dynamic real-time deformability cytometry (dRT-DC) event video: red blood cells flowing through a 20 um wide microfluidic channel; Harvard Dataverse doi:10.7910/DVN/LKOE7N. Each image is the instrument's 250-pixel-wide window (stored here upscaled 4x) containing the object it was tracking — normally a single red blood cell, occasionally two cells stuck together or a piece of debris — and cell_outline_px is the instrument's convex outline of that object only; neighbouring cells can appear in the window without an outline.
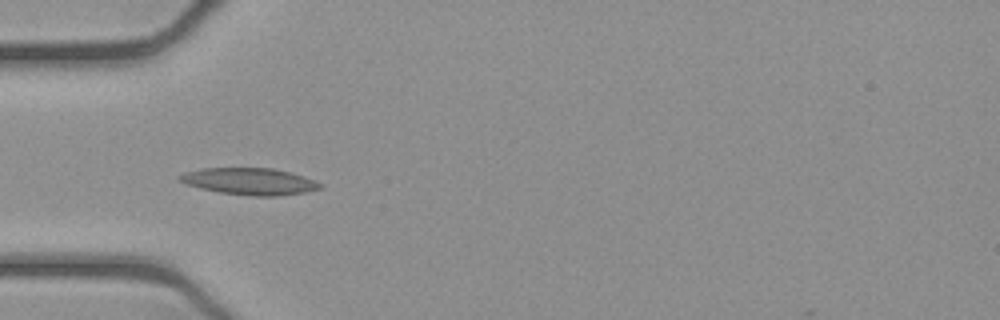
{"species": "common noctule bat (a hibernating species)", "species_latin": "Nyctalus noctula", "temperature_condition": "cold", "stored_images_in_passage": 38, "camera_frame_rate_fps": 3000, "um_per_image_px": 0.085, "animal": {"sex": "female", "body_mass_g": 21.9}, "frame": {"image": 1, "passage_image": 1, "time_ms": 0.0, "image_size_px": [1000, 320], "cell_outline_px": [[324, 184], [320, 188], [304, 192], [280, 196], [252, 196], [220, 192], [200, 188], [184, 184], [176, 180], [176, 176], [184, 172], [200, 168], [272, 168], [304, 176]], "centroid_in_image_um": [21.15, 15.41], "position_along_channel_um": 63.8, "area_um2": 22.08}}
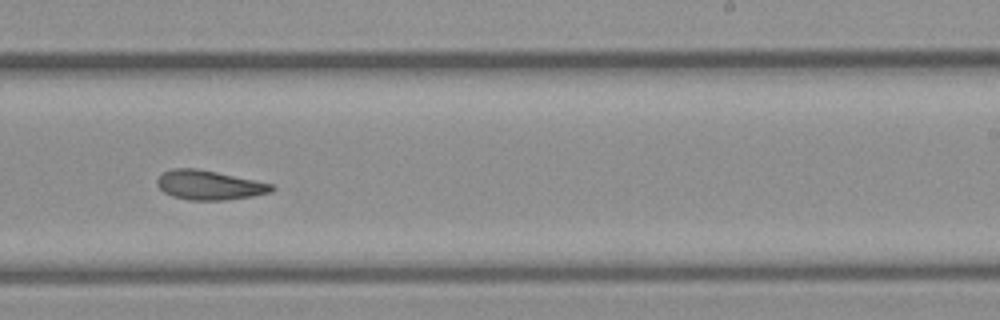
{"frame": {"image": 2, "passage_image": 17, "time_ms": 5.333, "image_size_px": [1000, 320], "cell_outline_px": [[276, 188], [272, 192], [252, 196], [224, 200], [188, 200], [172, 196], [164, 192], [156, 184], [156, 180], [164, 172], [172, 168], [196, 168], [216, 172], [272, 184]], "centroid_in_image_um": [17.77, 15.74], "position_along_channel_um": 271.2, "area_um2": 19.48}}
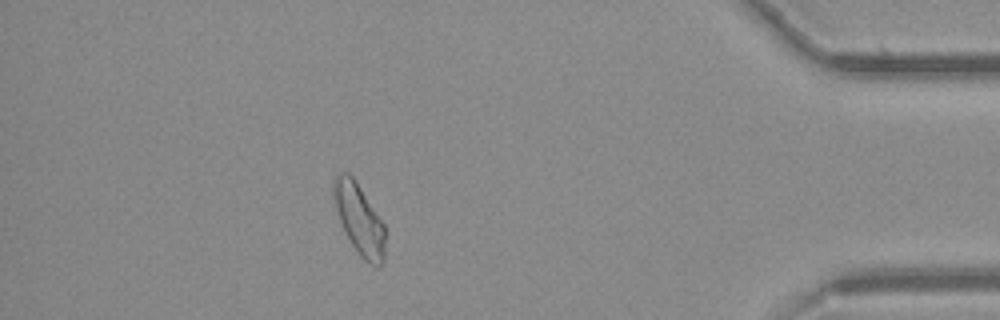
{"frame": {"image": 3, "passage_image": 31, "time_ms": 10.0, "image_size_px": [1000, 320], "cell_outline_px": [[384, 260], [380, 268], [376, 268], [368, 264], [356, 252], [344, 232], [340, 224], [332, 196], [332, 180], [336, 172], [348, 172], [352, 176], [384, 224]], "centroid_in_image_um": [30.49, 18.65], "position_along_channel_um": 404.7, "area_um2": 21.56}, "authors_computed_cell_mechanics": {"area_um2": 20.2589, "velocity_mm_per_s": 3.8942, "shape_relaxation_time_tau1_ms": 8.2152, "shape_relaxation_time_tau2_ms": 6.4879, "deformation_change_tau1": 0.1736, "deformation_change_tau2": 0.1298}}